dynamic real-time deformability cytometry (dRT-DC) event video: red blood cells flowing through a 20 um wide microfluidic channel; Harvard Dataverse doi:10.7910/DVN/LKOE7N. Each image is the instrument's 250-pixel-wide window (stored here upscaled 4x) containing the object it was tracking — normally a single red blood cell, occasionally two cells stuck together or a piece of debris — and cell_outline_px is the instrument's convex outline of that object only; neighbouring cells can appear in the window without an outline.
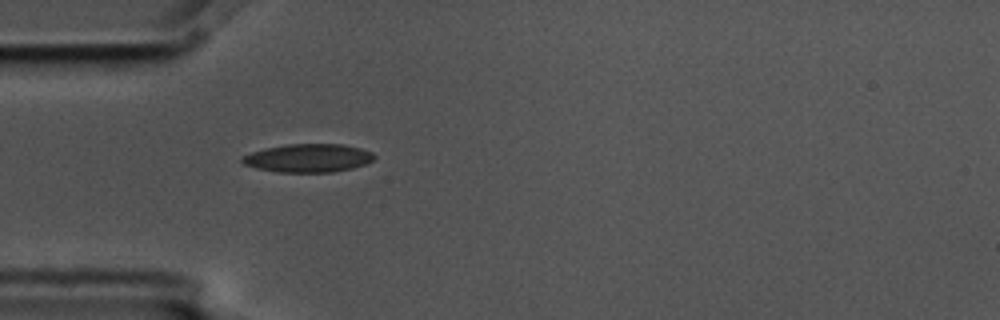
{"species": "common noctule bat (a hibernating species)", "species_latin": "Nyctalus noctula", "temperature_condition": "cold", "stored_images_in_passage": 5, "camera_frame_rate_fps": 3000, "um_per_image_px": 0.085, "animal": {"sex": "male", "body_mass_g": 17.5, "forearm_length_mm": 52.3}, "frame": {"image": 1, "passage_image": 5, "time_ms": 1.333, "image_size_px": [1000, 320], "cell_outline_px": [[376, 156], [372, 160], [364, 164], [352, 168], [332, 172], [280, 172], [256, 168], [244, 164], [240, 160], [244, 156], [252, 152], [264, 148], [288, 144], [344, 144], [360, 148], [372, 152]], "centroid_in_image_um": [26.2, 13.43], "position_along_channel_um": 58.8, "area_um2": 21.68}}